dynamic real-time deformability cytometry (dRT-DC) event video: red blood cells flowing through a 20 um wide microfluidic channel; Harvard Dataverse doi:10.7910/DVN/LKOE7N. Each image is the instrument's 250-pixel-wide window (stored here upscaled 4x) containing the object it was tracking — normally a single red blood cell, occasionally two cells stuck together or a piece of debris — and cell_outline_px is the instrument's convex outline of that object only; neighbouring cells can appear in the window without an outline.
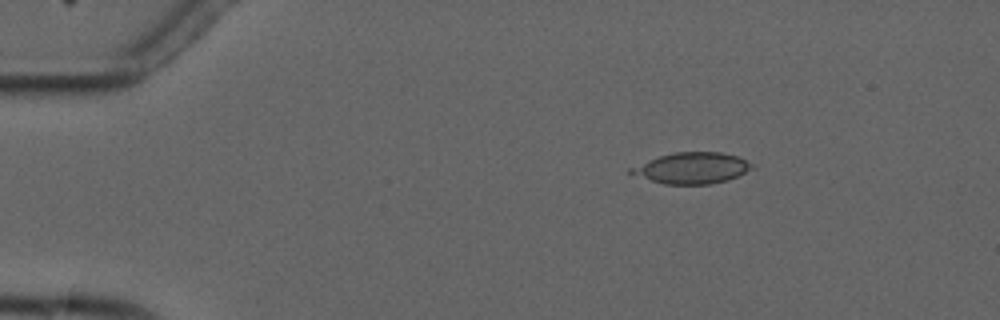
{"species": "common noctule bat (a hibernating species)", "species_latin": "Nyctalus noctula", "temperature_condition": "cold", "stored_images_in_passage": 6, "camera_frame_rate_fps": 3000, "um_per_image_px": 0.085, "animal": {"sex": "male", "forearm_length_mm": 52.5}, "frame": {"image": 1, "passage_image": 3, "time_ms": 2.333, "image_size_px": [1000, 320], "cell_outline_px": [[756, 164], [752, 168], [728, 180], [708, 184], [664, 184], [628, 172], [628, 168], [660, 156], [676, 152], [720, 152], [736, 156]], "centroid_in_image_um": [58.84, 14.28], "position_along_channel_um": 26.2, "area_um2": 21.56}}